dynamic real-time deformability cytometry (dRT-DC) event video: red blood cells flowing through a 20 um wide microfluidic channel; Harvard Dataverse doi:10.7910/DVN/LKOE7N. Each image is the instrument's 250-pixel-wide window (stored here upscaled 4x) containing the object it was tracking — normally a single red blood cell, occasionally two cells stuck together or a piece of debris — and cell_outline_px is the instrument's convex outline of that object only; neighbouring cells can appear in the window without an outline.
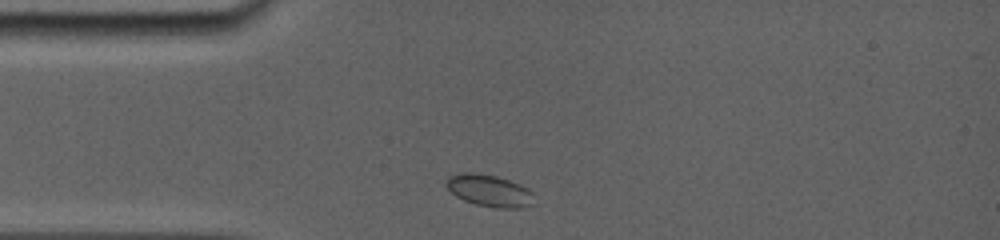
{"species": "common noctule bat (a hibernating species)", "species_latin": "Nyctalus noctula", "temperature_condition": "room temperature", "stored_images_in_passage": 11, "camera_frame_rate_fps": 5000, "um_per_image_px": 0.085, "animal": {"sex": "female", "body_mass_g": 19.0, "forearm_length_mm": 56.7}, "frame": {"image": 1, "passage_image": 1, "time_ms": 0.0, "image_size_px": [1000, 240], "cell_outline_px": [[536, 204], [524, 208], [496, 208], [476, 204], [464, 200], [456, 196], [444, 184], [444, 180], [448, 176], [460, 172], [472, 172], [496, 176], [520, 184], [528, 188], [532, 192]], "centroid_in_image_um": [41.61, 16.21], "position_along_channel_um": 43.4, "area_um2": 16.65}}
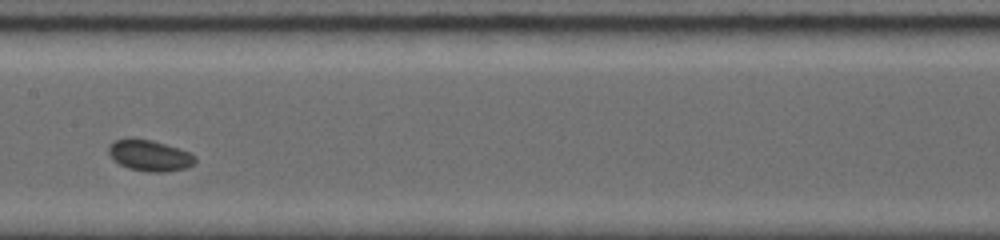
{"frame": {"image": 2, "passage_image": 5, "time_ms": 4.4, "image_size_px": [1000, 240], "cell_outline_px": [[196, 164], [188, 168], [164, 172], [148, 172], [128, 168], [112, 160], [108, 152], [108, 148], [116, 140], [152, 140], [188, 152], [196, 156]], "centroid_in_image_um": [12.76, 13.26], "position_along_channel_um": 194.6, "area_um2": 15.37}}
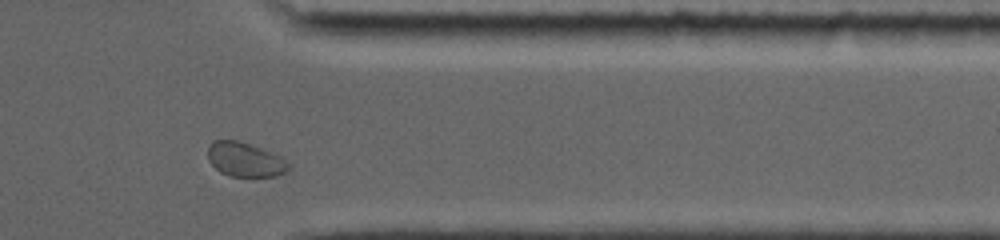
{"frame": {"image": 3, "passage_image": 10, "time_ms": 9.6, "image_size_px": [1000, 240], "cell_outline_px": [[292, 168], [288, 172], [276, 176], [232, 176], [220, 172], [208, 160], [208, 144], [212, 140], [236, 140], [260, 148], [280, 156]], "centroid_in_image_um": [20.82, 13.57], "position_along_channel_um": 390.6, "area_um2": 16.07}}